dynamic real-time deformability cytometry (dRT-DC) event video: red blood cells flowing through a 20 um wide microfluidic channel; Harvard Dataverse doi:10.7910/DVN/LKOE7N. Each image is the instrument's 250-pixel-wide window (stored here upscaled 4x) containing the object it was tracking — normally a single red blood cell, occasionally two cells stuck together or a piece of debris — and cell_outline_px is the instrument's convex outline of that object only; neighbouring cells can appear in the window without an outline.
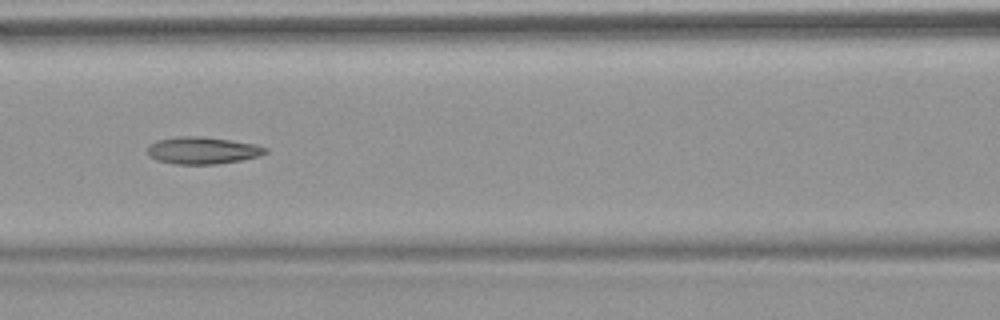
{"species": "common noctule bat (a hibernating species)", "species_latin": "Nyctalus noctula", "temperature_condition": "warm", "stored_images_in_passage": 8, "camera_frame_rate_fps": 3000, "um_per_image_px": 0.085, "animal": {"sex": "female", "body_mass_g": 18.4}, "frame": {"image": 1, "passage_image": 6, "time_ms": 6.667, "image_size_px": [1000, 320], "cell_outline_px": [[268, 152], [260, 156], [240, 160], [216, 164], [176, 164], [156, 160], [148, 156], [148, 144], [160, 140], [176, 136], [200, 136], [232, 140], [256, 144], [268, 148]], "centroid_in_image_um": [17.23, 12.78], "position_along_channel_um": 149.4, "area_um2": 18.73}}
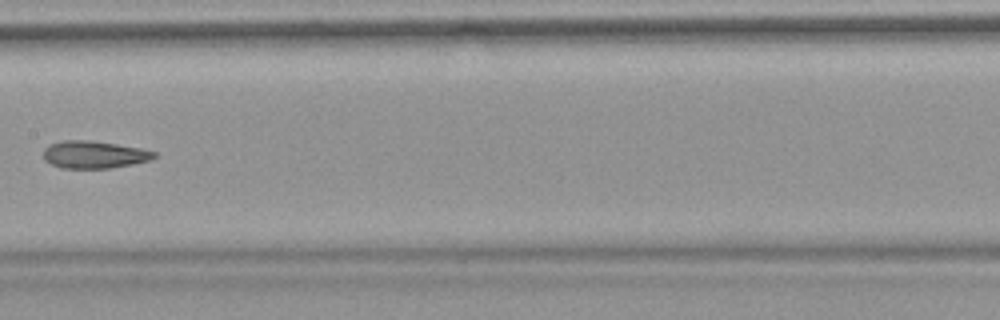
{"frame": {"image": 2, "passage_image": 7, "time_ms": 8.0, "image_size_px": [1000, 320], "cell_outline_px": [[156, 156], [152, 160], [112, 168], [60, 168], [44, 160], [44, 148], [48, 144], [64, 140], [88, 140], [116, 144], [140, 148], [156, 152]], "centroid_in_image_um": [7.99, 13.14], "position_along_channel_um": 199.4, "area_um2": 17.74}}